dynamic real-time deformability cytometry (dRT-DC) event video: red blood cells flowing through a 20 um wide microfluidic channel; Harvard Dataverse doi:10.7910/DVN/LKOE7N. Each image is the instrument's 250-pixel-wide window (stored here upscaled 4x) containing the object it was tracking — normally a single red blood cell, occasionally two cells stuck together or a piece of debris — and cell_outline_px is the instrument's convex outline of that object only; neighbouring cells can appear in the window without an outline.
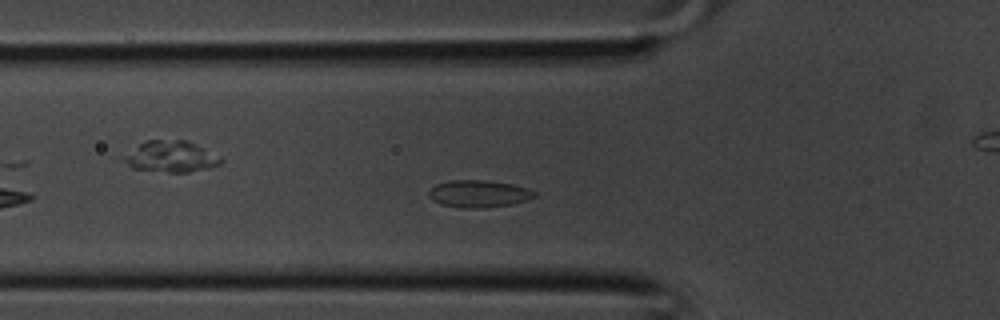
{"species": "common noctule bat (a hibernating species)", "species_latin": "Nyctalus noctula", "temperature_condition": "room temperature", "stored_images_in_passage": 30, "camera_frame_rate_fps": 3000, "um_per_image_px": 0.085, "animal": {"sex": "male", "body_mass_g": 20.1, "forearm_length_mm": 53.5}, "frame": {"image": 1, "passage_image": 7, "time_ms": 2.0, "image_size_px": [1000, 320], "cell_outline_px": [[536, 196], [528, 200], [512, 204], [484, 208], [460, 208], [440, 204], [432, 200], [428, 196], [428, 192], [436, 184], [448, 180], [488, 180], [512, 184], [528, 188], [536, 192]], "centroid_in_image_um": [40.69, 16.47], "position_along_channel_um": 85.1, "area_um2": 16.99}}
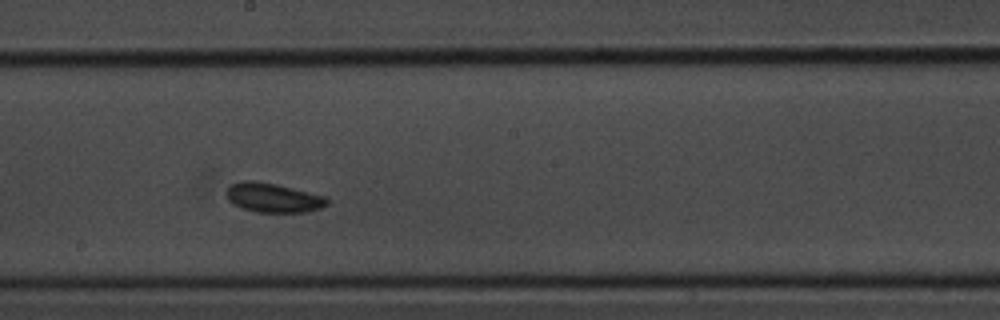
{"frame": {"image": 2, "passage_image": 15, "time_ms": 4.667, "image_size_px": [1000, 320], "cell_outline_px": [[328, 204], [320, 208], [308, 212], [256, 212], [240, 208], [232, 204], [228, 200], [228, 188], [232, 184], [240, 180], [252, 180], [276, 184], [328, 196]], "centroid_in_image_um": [23.24, 16.81], "position_along_channel_um": 225.0, "area_um2": 17.34}}
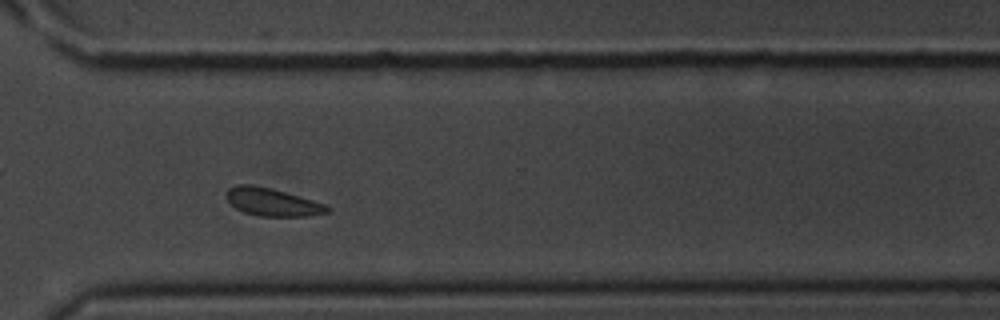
{"frame": {"image": 3, "passage_image": 22, "time_ms": 7.0, "image_size_px": [1000, 320], "cell_outline_px": [[332, 208], [328, 212], [308, 216], [260, 216], [244, 212], [236, 208], [224, 196], [228, 188], [240, 184], [252, 184], [284, 192], [328, 204]], "centroid_in_image_um": [23.16, 17.18], "position_along_channel_um": 347.4, "area_um2": 16.3}}